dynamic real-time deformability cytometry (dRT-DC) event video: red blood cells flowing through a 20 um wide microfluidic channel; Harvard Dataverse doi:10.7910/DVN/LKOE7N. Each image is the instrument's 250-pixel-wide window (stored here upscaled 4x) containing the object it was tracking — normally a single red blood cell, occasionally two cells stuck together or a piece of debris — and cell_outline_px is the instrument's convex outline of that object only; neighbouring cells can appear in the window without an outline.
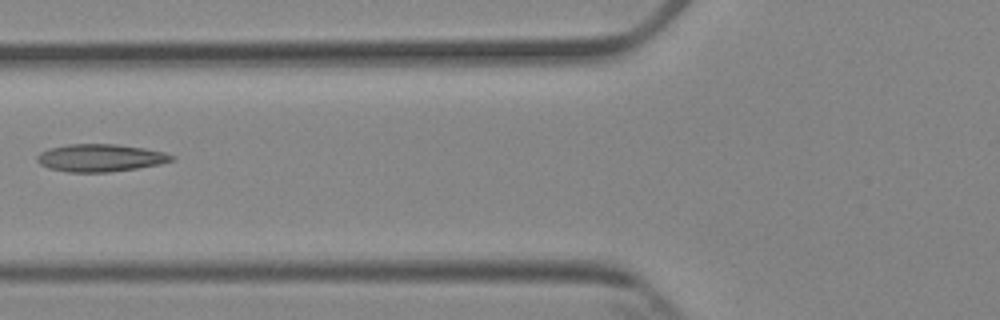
{"species": "Egyptian fruit bat (a non-hibernating species)", "species_latin": "Rousettus aegyptiacus", "temperature_condition": "cold", "stored_images_in_passage": 8, "camera_frame_rate_fps": 3000, "um_per_image_px": 0.085, "animal": {"sex": "female"}, "frame": {"image": 1, "passage_image": 6, "time_ms": 6.667, "image_size_px": [1000, 320], "cell_outline_px": [[176, 156], [172, 160], [160, 164], [136, 168], [108, 172], [68, 172], [48, 168], [40, 164], [36, 160], [36, 156], [40, 152], [48, 148], [68, 144], [116, 144], [144, 148], [164, 152]], "centroid_in_image_um": [8.49, 13.41], "position_along_channel_um": 117.3, "area_um2": 21.62}}
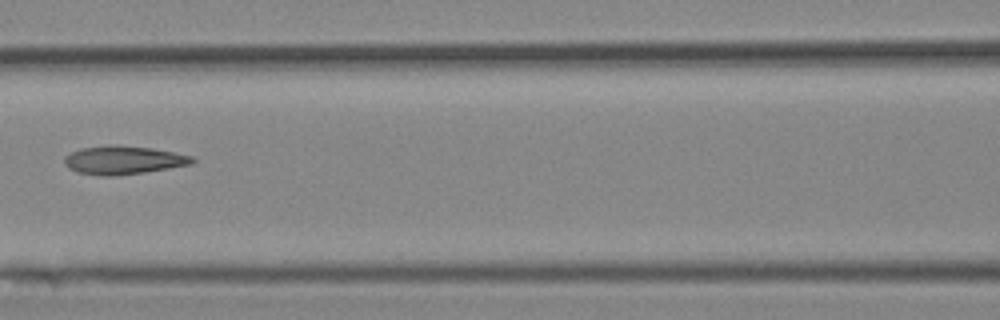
{"frame": {"image": 2, "passage_image": 7, "time_ms": 7.667, "image_size_px": [1000, 320], "cell_outline_px": [[196, 160], [192, 164], [144, 172], [116, 176], [104, 176], [76, 172], [68, 168], [64, 164], [64, 156], [80, 148], [112, 144], [116, 144], [152, 148], [192, 156]], "centroid_in_image_um": [10.45, 13.6], "position_along_channel_um": 156.2, "area_um2": 21.27}}
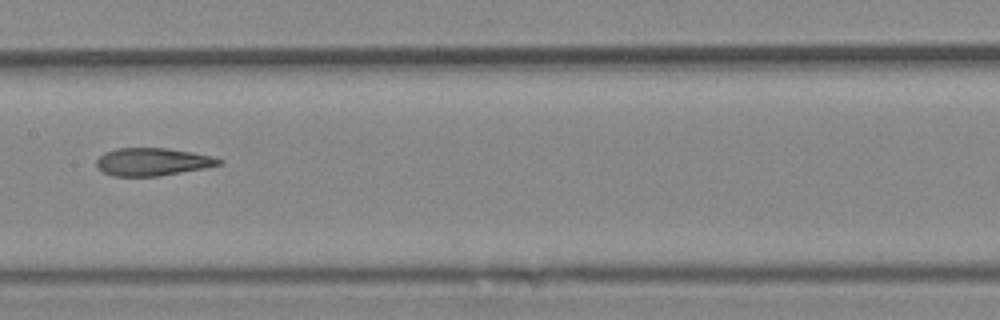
{"frame": {"image": 3, "passage_image": 8, "time_ms": 8.667, "image_size_px": [1000, 320], "cell_outline_px": [[224, 160], [220, 164], [204, 168], [160, 176], [112, 176], [104, 172], [96, 164], [96, 160], [104, 152], [116, 148], [168, 148], [192, 152], [212, 156]], "centroid_in_image_um": [12.96, 13.75], "position_along_channel_um": 194.4, "area_um2": 19.77}}